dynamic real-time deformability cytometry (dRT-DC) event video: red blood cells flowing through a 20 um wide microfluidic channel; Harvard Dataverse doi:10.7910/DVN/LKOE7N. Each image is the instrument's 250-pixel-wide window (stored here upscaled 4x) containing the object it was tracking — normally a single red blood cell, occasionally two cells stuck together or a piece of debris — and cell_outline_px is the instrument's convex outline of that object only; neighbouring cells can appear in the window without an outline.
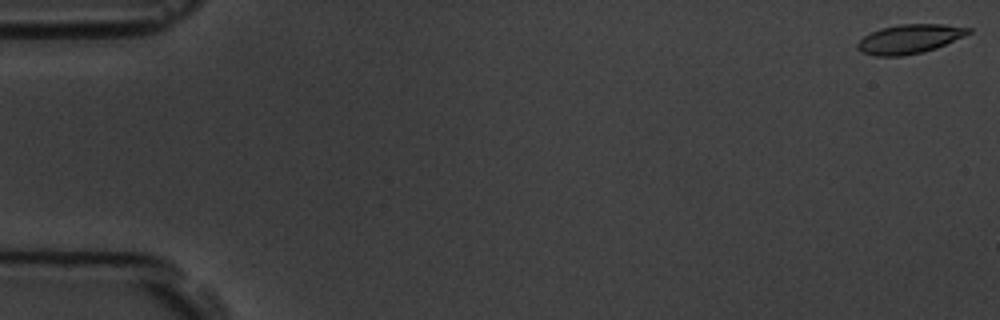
{"species": "common noctule bat (a hibernating species)", "species_latin": "Nyctalus noctula", "temperature_condition": "room temperature", "stored_images_in_passage": 16, "camera_frame_rate_fps": 3000, "um_per_image_px": 0.085, "animal": {"sex": "male", "body_mass_g": 19.5, "forearm_length_mm": 54.6}, "frame": {"image": 1, "passage_image": 1, "time_ms": 0.0, "image_size_px": [1000, 320], "cell_outline_px": [[972, 32], [964, 36], [936, 48], [920, 52], [900, 56], [876, 56], [860, 52], [856, 48], [856, 44], [864, 36], [880, 28], [900, 24], [944, 24], [972, 28]], "centroid_in_image_um": [77.3, 3.3], "position_along_channel_um": 7.7, "area_um2": 18.79}}
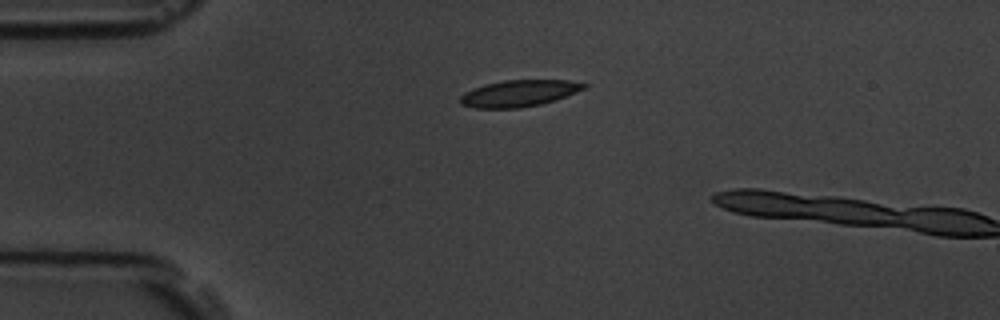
{"frame": {"image": 2, "passage_image": 14, "time_ms": 4.333, "image_size_px": [1000, 320], "cell_outline_px": [[588, 84], [584, 88], [556, 100], [540, 104], [520, 108], [476, 108], [460, 104], [460, 96], [464, 92], [472, 88], [484, 84], [504, 80], [568, 80]], "centroid_in_image_um": [44.07, 7.93], "position_along_channel_um": 40.9, "area_um2": 19.13}}